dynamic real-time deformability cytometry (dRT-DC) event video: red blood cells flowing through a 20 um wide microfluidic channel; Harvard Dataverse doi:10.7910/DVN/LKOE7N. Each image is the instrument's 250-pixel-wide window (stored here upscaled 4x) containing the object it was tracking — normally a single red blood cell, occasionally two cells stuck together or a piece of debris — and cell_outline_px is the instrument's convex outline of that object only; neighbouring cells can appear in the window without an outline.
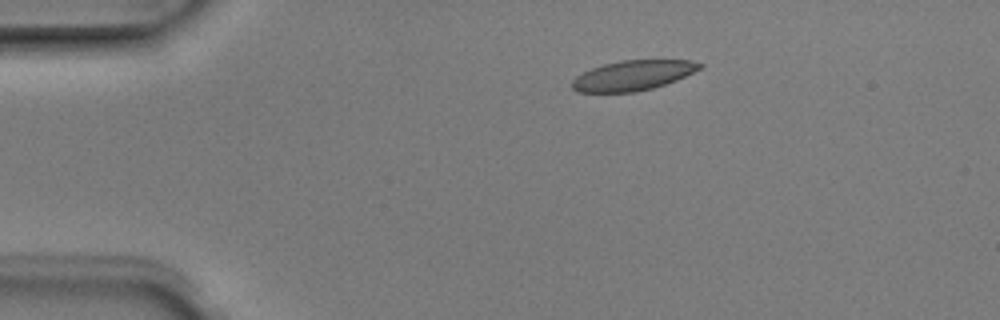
{"species": "Egyptian fruit bat (a non-hibernating species)", "species_latin": "Rousettus aegyptiacus", "temperature_condition": "room temperature", "stored_images_in_passage": 5, "camera_frame_rate_fps": 3000, "um_per_image_px": 0.085, "animal": {"sex": "male"}, "frame": {"image": 1, "passage_image": 2, "time_ms": 0.333, "image_size_px": [1000, 320], "cell_outline_px": [[704, 64], [700, 68], [676, 80], [652, 88], [636, 92], [576, 92], [572, 88], [572, 80], [576, 76], [592, 68], [604, 64], [620, 60], [692, 60]], "centroid_in_image_um": [53.77, 6.41], "position_along_channel_um": 31.2, "area_um2": 22.14}}
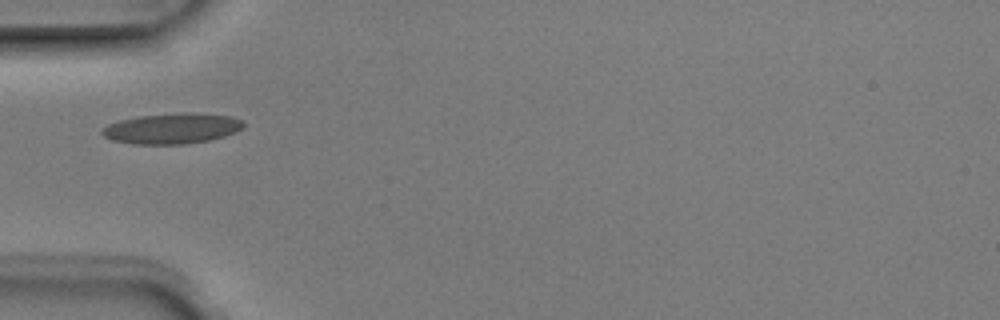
{"frame": {"image": 2, "passage_image": 4, "time_ms": 1.0, "image_size_px": [1000, 320], "cell_outline_px": [[244, 128], [236, 132], [224, 136], [208, 140], [184, 144], [132, 144], [112, 140], [104, 136], [100, 132], [100, 128], [108, 124], [120, 120], [136, 116], [184, 112], [192, 112], [232, 116], [244, 120]], "centroid_in_image_um": [14.62, 10.91], "position_along_channel_um": 70.4, "area_um2": 25.49}}
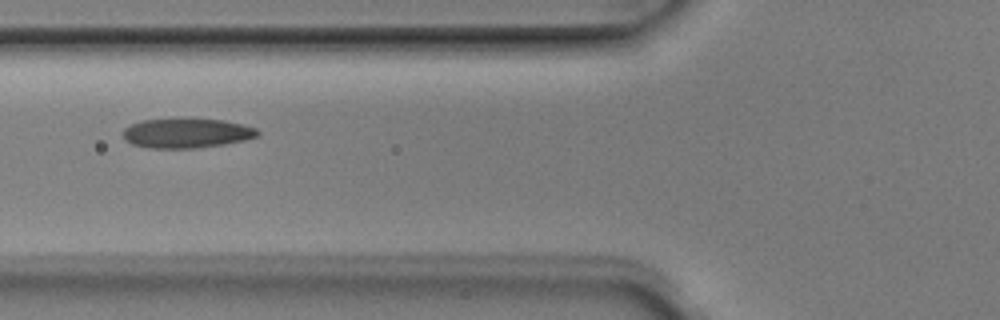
{"frame": {"image": 3, "passage_image": 5, "time_ms": 1.333, "image_size_px": [1000, 320], "cell_outline_px": [[260, 132], [256, 136], [244, 140], [224, 144], [196, 148], [148, 148], [132, 144], [124, 140], [124, 128], [140, 120], [224, 120], [244, 124], [256, 128]], "centroid_in_image_um": [15.86, 11.34], "position_along_channel_um": 109.9, "area_um2": 22.83}}